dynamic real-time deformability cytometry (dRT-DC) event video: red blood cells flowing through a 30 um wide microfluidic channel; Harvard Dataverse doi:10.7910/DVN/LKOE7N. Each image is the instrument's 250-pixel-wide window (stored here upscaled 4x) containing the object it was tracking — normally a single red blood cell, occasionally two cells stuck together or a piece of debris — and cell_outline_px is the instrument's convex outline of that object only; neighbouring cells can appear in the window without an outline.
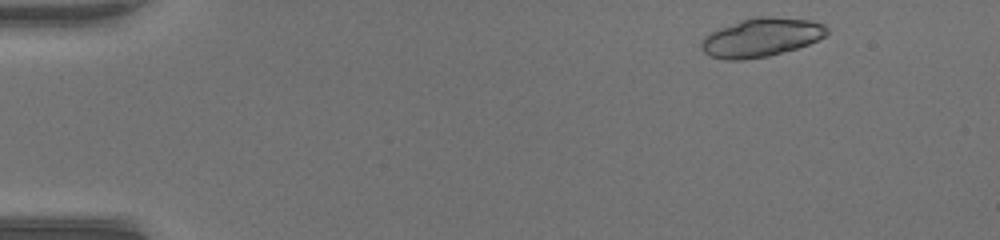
{"species": "common noctule bat (a hibernating species)", "species_latin": "Nyctalus noctula", "temperature_condition": "warm", "stored_images_in_passage": 45, "segment_of_instrument_passage": [1, 2], "camera_frame_rate_fps": 3000, "um_per_image_px": 0.085, "animal": {"sex": "female", "body_mass_g": 17.0, "forearm_length_mm": 48.0}, "frame": {"image": 1, "passage_image": 1, "time_ms": 0.0, "image_size_px": [1000, 240], "cell_outline_px": [[828, 32], [824, 36], [808, 44], [796, 48], [768, 56], [740, 60], [724, 60], [712, 56], [704, 52], [700, 48], [700, 40], [704, 36], [720, 28], [740, 20], [756, 16], [772, 16], [812, 20], [824, 24], [828, 28]], "centroid_in_image_um": [64.69, 3.17], "position_along_channel_um": 20.3, "area_um2": 28.32}}
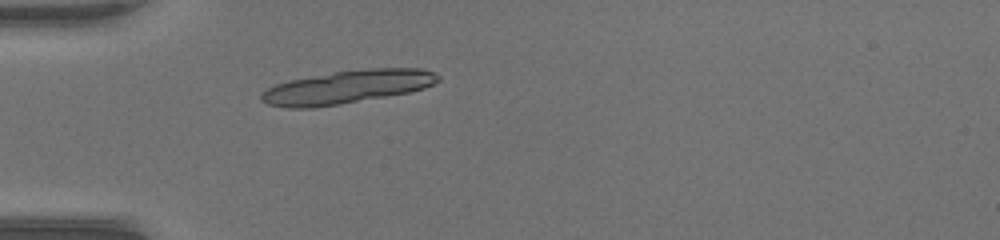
{"frame": {"image": 2, "passage_image": 11, "time_ms": 3.333, "image_size_px": [1000, 240], "cell_outline_px": [[440, 80], [424, 88], [408, 92], [340, 104], [312, 108], [288, 108], [268, 104], [260, 100], [260, 96], [268, 88], [276, 84], [288, 80], [332, 72], [372, 68], [420, 68], [432, 72], [440, 76]], "centroid_in_image_um": [29.49, 7.39], "position_along_channel_um": 55.5, "area_um2": 33.93}}